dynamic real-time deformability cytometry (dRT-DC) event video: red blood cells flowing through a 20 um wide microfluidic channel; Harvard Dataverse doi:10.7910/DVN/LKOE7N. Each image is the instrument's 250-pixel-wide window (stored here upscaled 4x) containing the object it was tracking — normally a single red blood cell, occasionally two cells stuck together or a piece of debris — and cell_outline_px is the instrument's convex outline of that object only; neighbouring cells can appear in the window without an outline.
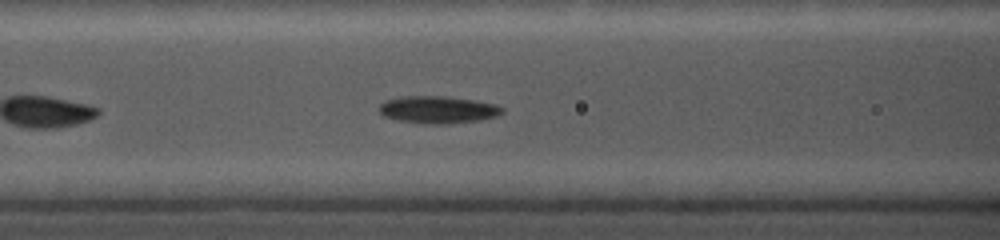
{"species": "common noctule bat (a hibernating species)", "species_latin": "Nyctalus noctula", "temperature_condition": "cold", "stored_images_in_passage": 26, "camera_frame_rate_fps": 5000, "um_per_image_px": 0.085, "animal": {"sex": "female", "body_mass_g": 19.0, "forearm_length_mm": 56.7}, "frame": {"image": 1, "passage_image": 11, "time_ms": 3.0, "image_size_px": [1000, 240], "cell_outline_px": [[504, 112], [496, 116], [480, 120], [444, 124], [428, 124], [400, 120], [384, 116], [380, 112], [380, 104], [384, 100], [400, 96], [444, 96], [476, 100], [496, 104], [504, 108]], "centroid_in_image_um": [37.25, 9.31], "position_along_channel_um": 129.4, "area_um2": 19.59}}
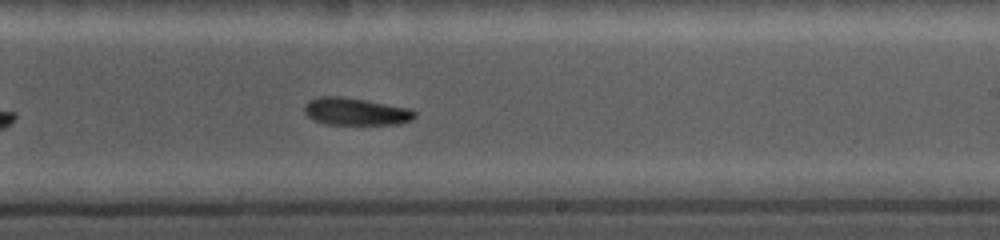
{"frame": {"image": 2, "passage_image": 19, "time_ms": 6.4, "image_size_px": [1000, 240], "cell_outline_px": [[416, 116], [412, 120], [400, 124], [328, 124], [316, 120], [308, 116], [304, 112], [304, 104], [308, 100], [320, 96], [340, 96], [412, 108], [416, 112]], "centroid_in_image_um": [30.26, 9.47], "position_along_channel_um": 258.7, "area_um2": 17.63}}
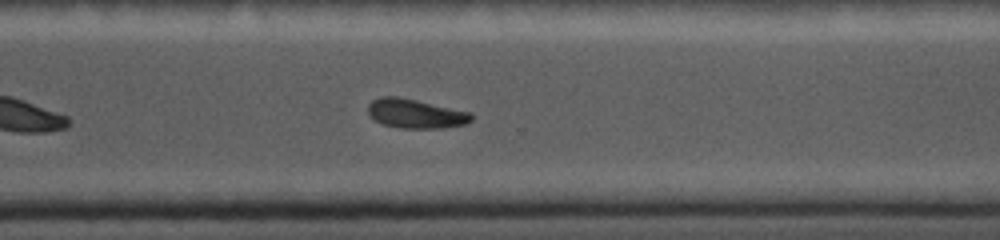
{"frame": {"image": 3, "passage_image": 24, "time_ms": 8.4, "image_size_px": [1000, 240], "cell_outline_px": [[472, 120], [468, 124], [440, 128], [400, 128], [384, 124], [376, 120], [368, 112], [368, 104], [372, 100], [380, 96], [396, 96], [416, 100], [472, 112]], "centroid_in_image_um": [35.35, 9.65], "position_along_channel_um": 335.3, "area_um2": 17.57}}